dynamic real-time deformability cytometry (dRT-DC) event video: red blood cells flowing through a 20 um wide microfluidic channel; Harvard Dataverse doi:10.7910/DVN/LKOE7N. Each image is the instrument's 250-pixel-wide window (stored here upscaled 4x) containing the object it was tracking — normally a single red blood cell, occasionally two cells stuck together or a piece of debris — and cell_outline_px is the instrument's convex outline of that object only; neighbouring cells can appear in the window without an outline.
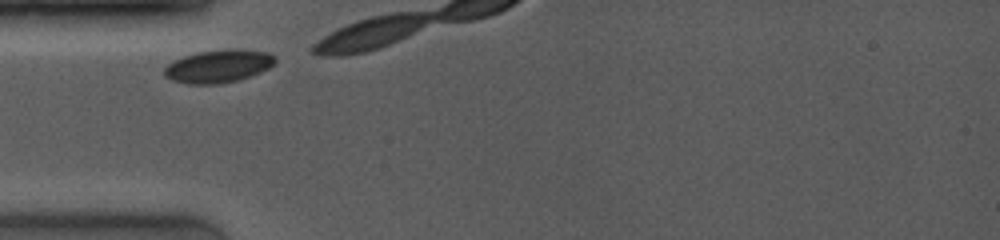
{"species": "common noctule bat (a hibernating species)", "species_latin": "Nyctalus noctula", "temperature_condition": "room temperature", "stored_images_in_passage": 4, "camera_frame_rate_fps": 4000, "um_per_image_px": 0.085, "animal": {"sex": "female", "body_mass_g": 19.0, "forearm_length_mm": 53.3}, "frame": {"image": 1, "passage_image": 1, "time_ms": 0.0, "image_size_px": [1000, 240], "cell_outline_px": [[276, 60], [268, 68], [260, 72], [236, 80], [220, 84], [188, 84], [172, 80], [164, 76], [164, 68], [168, 64], [184, 56], [196, 52], [240, 48], [268, 52], [276, 56]], "centroid_in_image_um": [18.56, 5.62], "position_along_channel_um": 66.4, "area_um2": 21.15}}